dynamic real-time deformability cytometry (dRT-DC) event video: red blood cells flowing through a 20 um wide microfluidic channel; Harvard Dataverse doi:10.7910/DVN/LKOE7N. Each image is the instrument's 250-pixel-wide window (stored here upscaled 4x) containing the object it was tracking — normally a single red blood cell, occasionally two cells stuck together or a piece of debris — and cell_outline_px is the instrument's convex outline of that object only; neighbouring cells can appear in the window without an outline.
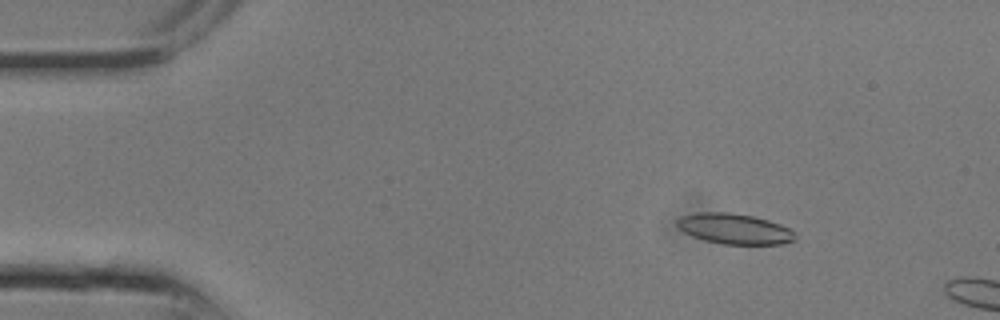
{"species": "common noctule bat (a hibernating species)", "species_latin": "Nyctalus noctula", "temperature_condition": "room temperature", "stored_images_in_passage": 6, "camera_frame_rate_fps": 3000, "um_per_image_px": 0.085, "animal": {"sex": "male", "body_mass_g": 13.3}, "frame": {"image": 1, "passage_image": 4, "time_ms": 1.0, "image_size_px": [1000, 320], "cell_outline_px": [[796, 240], [780, 244], [724, 244], [704, 240], [692, 236], [684, 232], [676, 224], [676, 220], [680, 216], [696, 212], [728, 212], [752, 216], [768, 220], [780, 224], [788, 228], [796, 236]], "centroid_in_image_um": [62.39, 19.44], "position_along_channel_um": 22.6, "area_um2": 20.92}}